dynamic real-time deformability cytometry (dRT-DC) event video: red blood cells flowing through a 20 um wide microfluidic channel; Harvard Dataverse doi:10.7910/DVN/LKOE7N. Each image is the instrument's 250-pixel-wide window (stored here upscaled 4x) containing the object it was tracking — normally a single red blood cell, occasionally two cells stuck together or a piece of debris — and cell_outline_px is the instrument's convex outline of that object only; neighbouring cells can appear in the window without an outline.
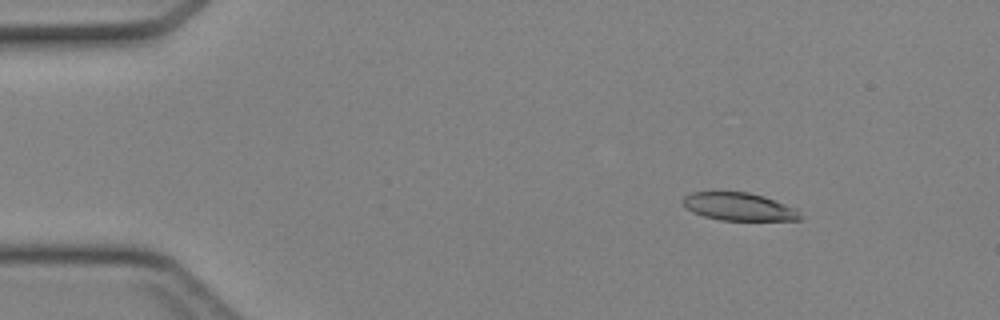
{"species": "Egyptian fruit bat (a non-hibernating species)", "species_latin": "Rousettus aegyptiacus", "temperature_condition": "cold", "stored_images_in_passage": 45, "camera_frame_rate_fps": 3000, "um_per_image_px": 0.085, "animal": {"sex": "female"}, "frame": {"image": 1, "passage_image": 6, "time_ms": 1.667, "image_size_px": [1000, 320], "cell_outline_px": [[800, 220], [720, 220], [704, 216], [692, 212], [684, 204], [684, 196], [692, 192], [748, 192], [764, 196], [796, 208], [800, 216]], "centroid_in_image_um": [62.81, 17.56], "position_along_channel_um": 22.2, "area_um2": 18.79}}
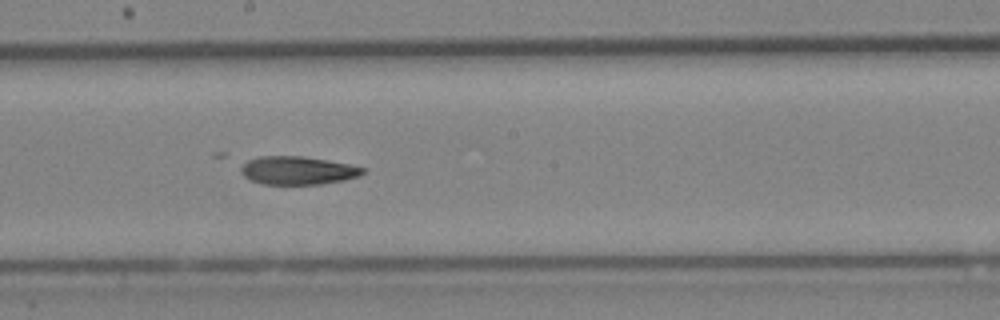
{"frame": {"image": 2, "passage_image": 25, "time_ms": 8.0, "image_size_px": [1000, 320], "cell_outline_px": [[364, 172], [360, 176], [344, 180], [320, 184], [260, 184], [244, 176], [240, 172], [240, 164], [248, 160], [260, 156], [300, 156], [328, 160], [348, 164], [364, 168]], "centroid_in_image_um": [25.26, 14.49], "position_along_channel_um": 222.9, "area_um2": 20.06}}
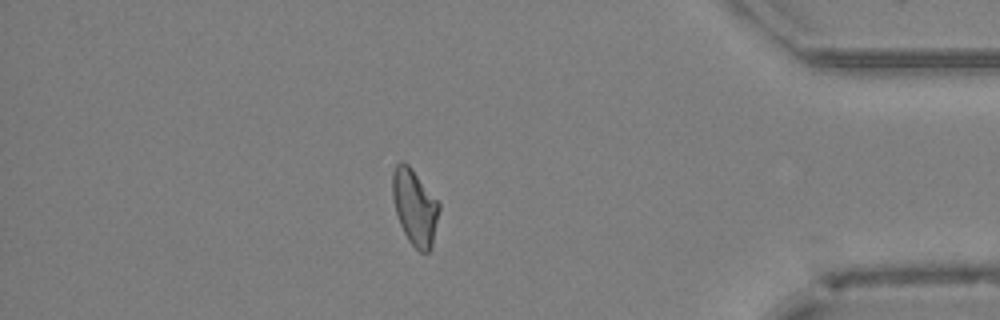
{"frame": {"image": 3, "passage_image": 39, "time_ms": 12.667, "image_size_px": [1000, 320], "cell_outline_px": [[440, 208], [432, 248], [428, 252], [420, 252], [408, 240], [400, 224], [396, 212], [392, 196], [392, 172], [396, 164], [400, 160], [404, 160], [412, 168], [440, 204]], "centroid_in_image_um": [35.25, 17.58], "position_along_channel_um": 400.0, "area_um2": 20.63}}